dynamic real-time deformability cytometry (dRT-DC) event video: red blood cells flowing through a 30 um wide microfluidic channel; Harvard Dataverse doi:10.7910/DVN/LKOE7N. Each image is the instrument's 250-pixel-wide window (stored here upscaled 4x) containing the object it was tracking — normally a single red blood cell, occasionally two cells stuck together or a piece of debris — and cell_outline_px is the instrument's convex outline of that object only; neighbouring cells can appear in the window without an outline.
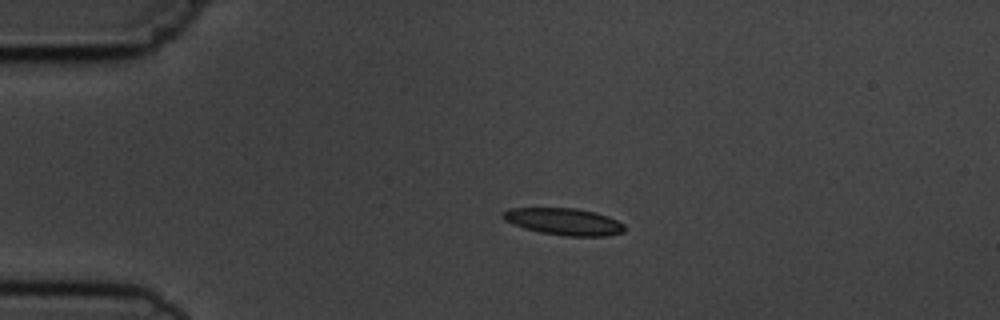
{"species": "common noctule bat (a hibernating species)", "species_latin": "Nyctalus noctula", "temperature_condition": "cold", "stored_images_in_passage": 3, "camera_frame_rate_fps": 3000, "um_per_image_px": 0.085, "animal": {"sex": "male", "body_mass_g": 19.5, "forearm_length_mm": 54.6}, "frame": {"image": 1, "passage_image": 2, "time_ms": 1.333, "image_size_px": [1000, 320], "cell_outline_px": [[624, 232], [608, 236], [564, 236], [540, 232], [524, 228], [512, 224], [504, 220], [500, 216], [508, 208], [576, 208], [596, 212], [608, 216], [624, 224]], "centroid_in_image_um": [47.93, 18.83], "position_along_channel_um": 37.1, "area_um2": 19.19}}